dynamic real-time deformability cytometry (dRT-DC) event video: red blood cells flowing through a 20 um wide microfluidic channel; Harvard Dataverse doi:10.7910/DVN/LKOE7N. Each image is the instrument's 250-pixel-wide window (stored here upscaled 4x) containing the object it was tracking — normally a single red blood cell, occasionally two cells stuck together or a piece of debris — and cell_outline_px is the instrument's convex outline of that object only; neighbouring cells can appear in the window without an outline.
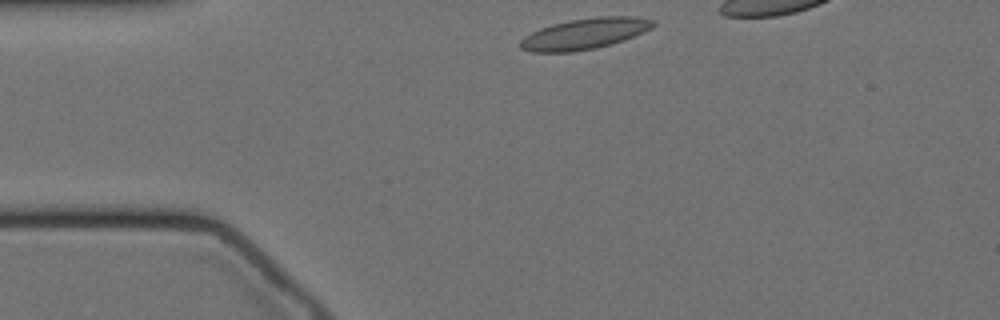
{"species": "Egyptian fruit bat (a non-hibernating species)", "species_latin": "Rousettus aegyptiacus", "temperature_condition": "cold", "stored_images_in_passage": 36, "camera_frame_rate_fps": 3000, "um_per_image_px": 0.085, "animal": {"sex": "female"}, "frame": {"image": 1, "passage_image": 1, "time_ms": 0.0, "image_size_px": [1000, 320], "cell_outline_px": [[656, 24], [652, 28], [624, 40], [596, 48], [572, 52], [532, 52], [520, 48], [520, 40], [524, 36], [540, 28], [552, 24], [568, 20], [596, 16], [636, 16], [656, 20]], "centroid_in_image_um": [49.71, 2.85], "position_along_channel_um": 35.3, "area_um2": 24.1}}
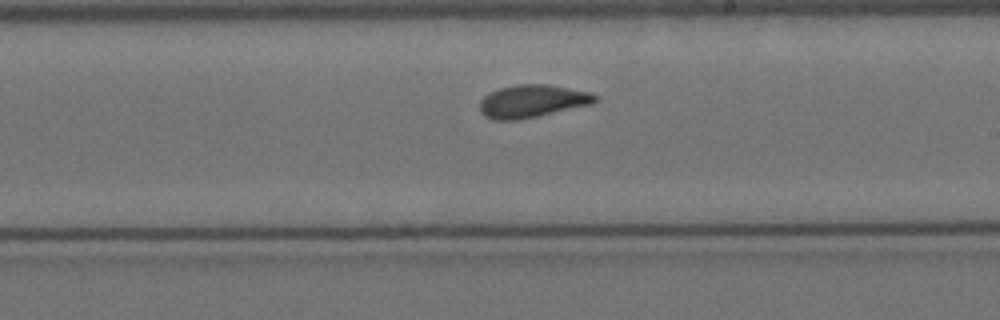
{"frame": {"image": 2, "passage_image": 22, "time_ms": 7.0, "image_size_px": [1000, 320], "cell_outline_px": [[596, 100], [592, 104], [520, 120], [492, 120], [484, 116], [480, 112], [480, 100], [488, 92], [500, 88], [516, 84], [548, 84], [588, 92], [596, 96]], "centroid_in_image_um": [45.18, 8.6], "position_along_channel_um": 243.8, "area_um2": 22.02}}
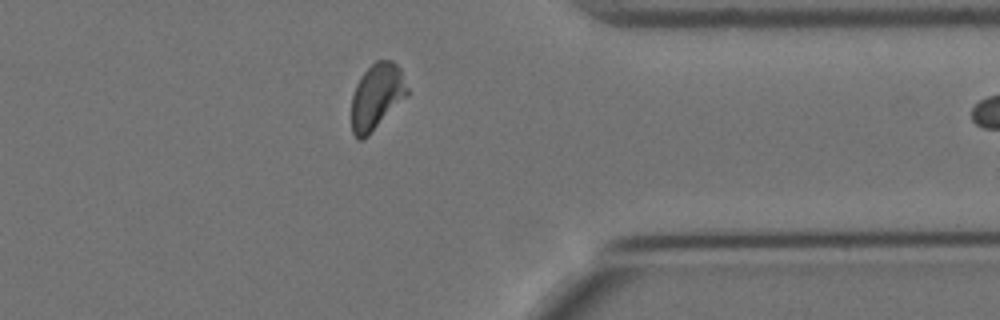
{"frame": {"image": 3, "passage_image": 35, "time_ms": 11.333, "image_size_px": [1000, 320], "cell_outline_px": [[408, 96], [368, 136], [360, 140], [356, 140], [352, 132], [352, 96], [356, 84], [360, 76], [376, 60], [392, 60], [400, 68], [408, 88]], "centroid_in_image_um": [32.02, 8.21], "position_along_channel_um": 379.4, "area_um2": 21.56}}